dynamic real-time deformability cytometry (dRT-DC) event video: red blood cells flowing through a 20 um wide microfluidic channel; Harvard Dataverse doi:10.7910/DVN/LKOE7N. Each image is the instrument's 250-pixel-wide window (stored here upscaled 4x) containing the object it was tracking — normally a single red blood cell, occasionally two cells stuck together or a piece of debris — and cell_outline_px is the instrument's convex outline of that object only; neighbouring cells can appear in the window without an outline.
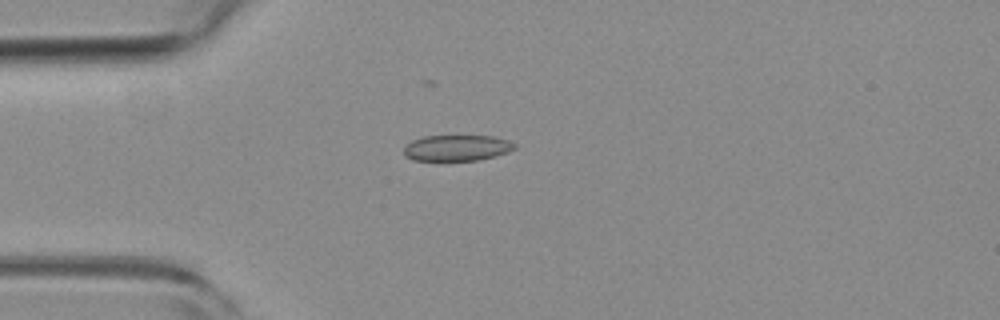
{"species": "common noctule bat (a hibernating species)", "species_latin": "Nyctalus noctula", "temperature_condition": "room temperature", "stored_images_in_passage": 43, "camera_frame_rate_fps": 3000, "um_per_image_px": 0.085, "animal": {"sex": "female", "body_mass_g": 19.3, "forearm_length_mm": 54.1}, "frame": {"image": 1, "passage_image": 1, "time_ms": 0.0, "image_size_px": [1000, 320], "cell_outline_px": [[516, 148], [508, 152], [496, 156], [476, 160], [412, 160], [404, 156], [404, 148], [412, 140], [424, 136], [492, 136], [508, 140], [516, 144]], "centroid_in_image_um": [38.84, 12.57], "position_along_channel_um": 46.2, "area_um2": 16.7}}
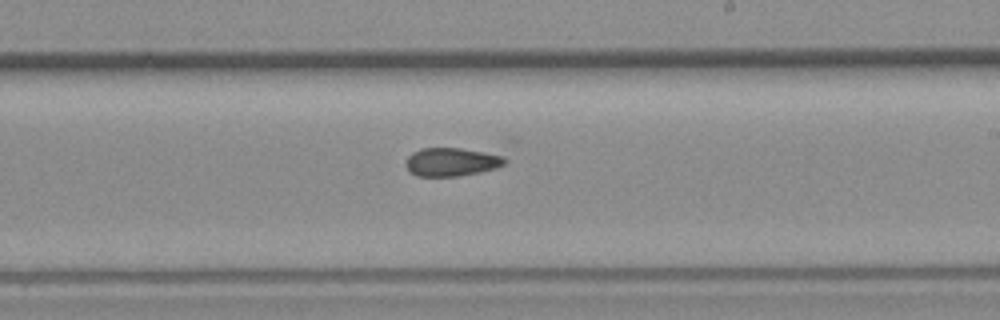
{"frame": {"image": 2, "passage_image": 19, "time_ms": 6.0, "image_size_px": [1000, 320], "cell_outline_px": [[516, 140], [508, 160], [504, 164], [496, 168], [480, 172], [456, 176], [416, 176], [408, 172], [404, 164], [408, 156], [412, 152], [420, 148], [504, 136], [516, 136]], "centroid_in_image_um": [39.16, 13.38], "position_along_channel_um": 249.8, "area_um2": 22.83}}
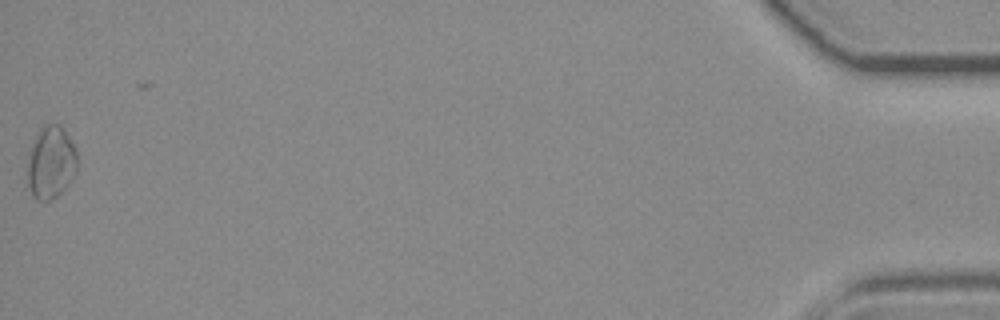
{"frame": {"image": 3, "passage_image": 42, "time_ms": 13.667, "image_size_px": [1000, 320], "cell_outline_px": [[76, 172], [68, 184], [52, 200], [36, 200], [32, 196], [28, 184], [28, 164], [32, 144], [36, 132], [44, 124], [60, 124], [76, 148]], "centroid_in_image_um": [4.32, 13.79], "position_along_channel_um": 430.9, "area_um2": 20.92}, "authors_computed_cell_mechanics": {"area_um2": 17.1666, "velocity_mm_per_s": 3.7115, "shape_relaxation_time_tau1_ms": 0.2925, "shape_relaxation_time_tau2_ms": null, "deformation_change_tau1": 0.061, "deformation_change_tau2": null}}